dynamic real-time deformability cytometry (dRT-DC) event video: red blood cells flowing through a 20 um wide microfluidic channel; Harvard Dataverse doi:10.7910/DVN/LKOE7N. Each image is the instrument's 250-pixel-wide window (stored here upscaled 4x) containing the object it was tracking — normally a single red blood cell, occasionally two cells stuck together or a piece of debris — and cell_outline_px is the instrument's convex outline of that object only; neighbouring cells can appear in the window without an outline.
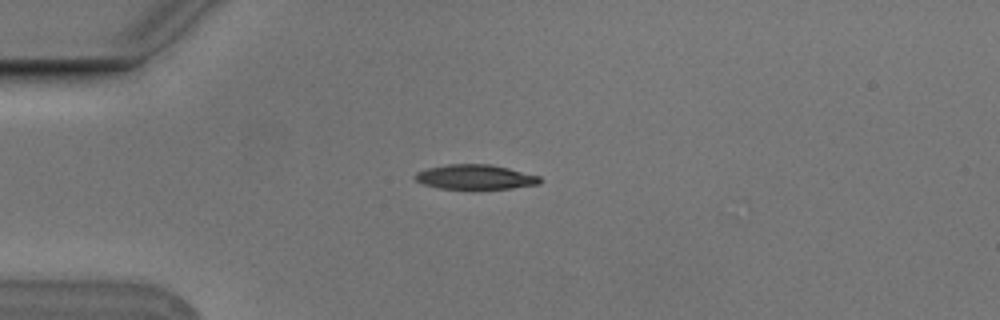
{"species": "Egyptian fruit bat (a non-hibernating species)", "species_latin": "Rousettus aegyptiacus", "temperature_condition": "cold", "stored_images_in_passage": 4, "camera_frame_rate_fps": 3000, "um_per_image_px": 0.085, "animal": {"sex": "male"}, "frame": {"image": 1, "passage_image": 2, "time_ms": 0.333, "image_size_px": [1000, 320], "cell_outline_px": [[540, 184], [512, 188], [440, 188], [424, 184], [416, 180], [412, 176], [416, 172], [428, 168], [448, 164], [492, 164], [540, 176]], "centroid_in_image_um": [40.39, 15.03], "position_along_channel_um": 44.6, "area_um2": 17.74}}